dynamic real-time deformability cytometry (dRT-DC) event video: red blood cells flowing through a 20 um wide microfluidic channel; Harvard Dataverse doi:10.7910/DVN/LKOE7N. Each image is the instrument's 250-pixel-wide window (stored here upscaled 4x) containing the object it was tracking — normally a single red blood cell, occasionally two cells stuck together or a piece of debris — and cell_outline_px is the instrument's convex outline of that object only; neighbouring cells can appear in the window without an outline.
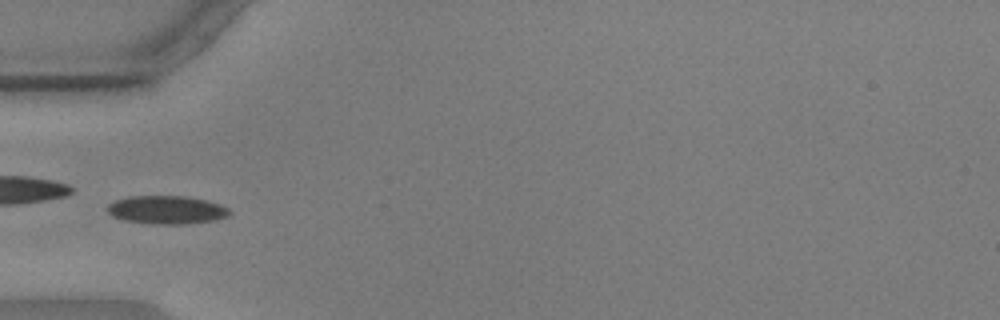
{"species": "common noctule bat (a hibernating species)", "species_latin": "Nyctalus noctula", "temperature_condition": "warm", "stored_images_in_passage": 39, "camera_frame_rate_fps": 3000, "um_per_image_px": 0.085, "animal": {"sex": "male", "body_mass_g": 17.9, "forearm_length_mm": 54.2}, "frame": {"image": 1, "passage_image": 1, "time_ms": 0.0, "image_size_px": [1000, 320], "cell_outline_px": [[232, 212], [228, 216], [212, 220], [184, 224], [156, 224], [124, 220], [112, 216], [108, 212], [108, 204], [116, 200], [128, 196], [184, 196], [204, 200], [220, 204], [228, 208]], "centroid_in_image_um": [14.16, 17.83], "position_along_channel_um": 70.8, "area_um2": 19.94}}
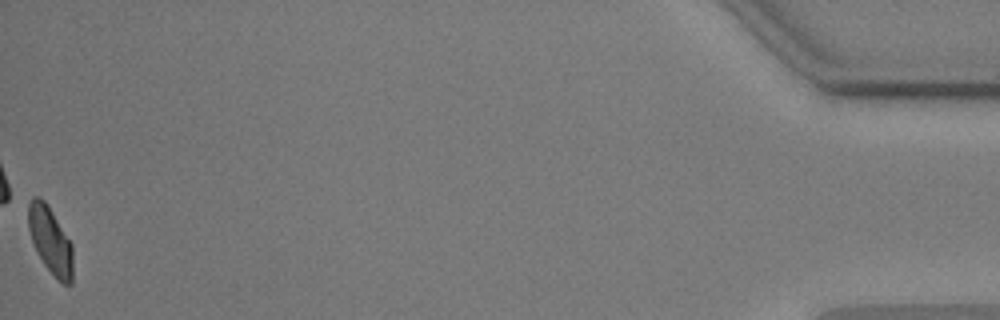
{"frame": {"image": 2, "passage_image": 39, "time_ms": 12.667, "image_size_px": [1000, 320], "cell_outline_px": [[72, 284], [64, 284], [56, 280], [44, 264], [36, 252], [28, 228], [28, 204], [32, 196], [36, 196], [44, 200], [52, 212], [72, 244]], "centroid_in_image_um": [4.27, 20.45], "position_along_channel_um": 430.9, "area_um2": 17.34}, "authors_computed_cell_mechanics": {"area_um2": 18.3226, "velocity_mm_per_s": 3.5745, "shape_relaxation_time_tau1_ms": 2.6408, "shape_relaxation_time_tau2_ms": 1.2148, "deformation_change_tau1": 0.1148, "deformation_change_tau2": 0.0645}}